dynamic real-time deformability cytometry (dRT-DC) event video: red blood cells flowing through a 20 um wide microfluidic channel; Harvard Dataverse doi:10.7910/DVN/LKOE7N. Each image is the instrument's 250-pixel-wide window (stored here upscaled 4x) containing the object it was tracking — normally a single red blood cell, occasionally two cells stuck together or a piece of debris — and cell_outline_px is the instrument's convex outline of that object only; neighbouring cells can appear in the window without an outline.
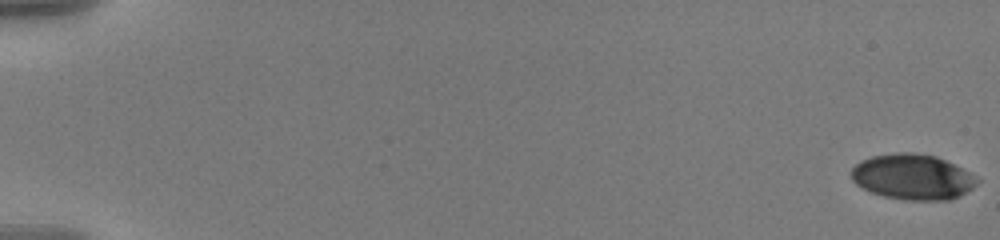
{"species": "human", "species_latin": "Homo sapiens", "temperature_condition": "warm", "stored_images_in_passage": 59, "camera_frame_rate_fps": 3000, "um_per_image_px": 0.085, "donor": {"sex": "male"}, "frame": {"image": 1, "passage_image": 1, "time_ms": 0.0, "image_size_px": [1000, 240], "cell_outline_px": [[980, 180], [972, 188], [960, 196], [952, 200], [904, 200], [884, 196], [860, 188], [852, 180], [848, 172], [860, 160], [872, 156], [896, 152], [912, 152], [936, 156], [976, 176]], "centroid_in_image_um": [77.53, 15.04], "position_along_channel_um": 7.5, "area_um2": 33.52}}
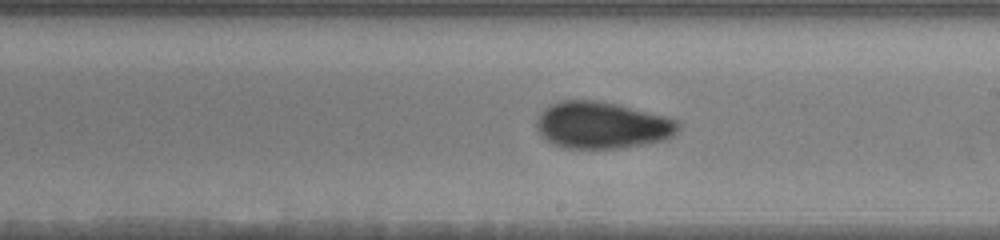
{"frame": {"image": 2, "passage_image": 36, "time_ms": 11.667, "image_size_px": [1000, 240], "cell_outline_px": [[680, 128], [672, 136], [664, 140], [620, 148], [564, 148], [552, 144], [544, 140], [536, 128], [536, 120], [540, 112], [548, 104], [560, 100], [596, 100], [616, 104], [680, 120]], "centroid_in_image_um": [51.12, 10.64], "position_along_channel_um": 237.9, "area_um2": 38.9}}
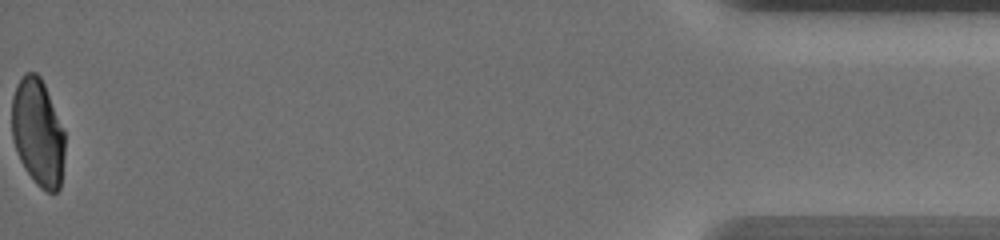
{"frame": {"image": 3, "passage_image": 59, "time_ms": 19.333, "image_size_px": [1000, 240], "cell_outline_px": [[64, 156], [60, 188], [56, 192], [48, 192], [40, 188], [36, 184], [24, 168], [20, 160], [12, 136], [12, 96], [16, 84], [24, 72], [36, 72], [40, 76], [44, 84], [64, 132]], "centroid_in_image_um": [3.2, 11.26], "position_along_channel_um": 432.0, "area_um2": 33.06}, "authors_computed_cell_mechanics": {"area_um2": 35.9516, "velocity_mm_per_s": 3.5941, "shape_relaxation_time_tau1_ms": 10.2925, "shape_relaxation_time_tau2_ms": 1.2815, "deformation_change_tau1": 0.247, "deformation_change_tau2": 0.0562}}